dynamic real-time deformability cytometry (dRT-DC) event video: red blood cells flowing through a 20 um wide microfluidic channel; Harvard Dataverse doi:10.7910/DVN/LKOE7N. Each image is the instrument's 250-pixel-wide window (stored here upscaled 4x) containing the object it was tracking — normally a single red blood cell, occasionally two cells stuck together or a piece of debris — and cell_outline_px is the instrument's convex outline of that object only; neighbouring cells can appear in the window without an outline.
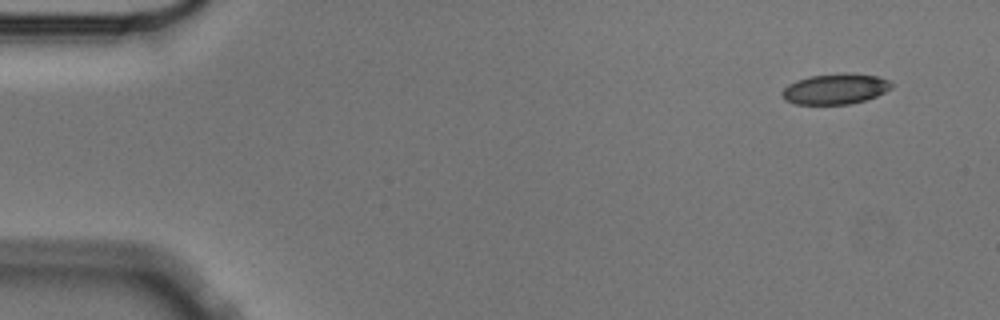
{"species": "Egyptian fruit bat (a non-hibernating species)", "species_latin": "Rousettus aegyptiacus", "temperature_condition": "cold", "stored_images_in_passage": 7, "camera_frame_rate_fps": 3000, "um_per_image_px": 0.085, "animal": {"sex": "male"}, "frame": {"image": 1, "passage_image": 1, "time_ms": 0.0, "image_size_px": [1000, 320], "cell_outline_px": [[892, 88], [876, 96], [852, 104], [796, 104], [784, 100], [780, 92], [788, 84], [796, 80], [808, 76], [844, 72], [852, 72], [876, 76], [888, 80], [892, 84]], "centroid_in_image_um": [70.97, 7.54], "position_along_channel_um": 14.0, "area_um2": 19.71}}
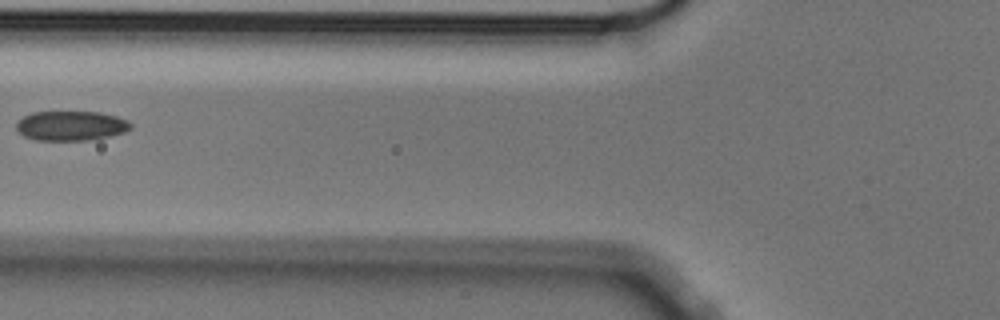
{"frame": {"image": 2, "passage_image": 6, "time_ms": 1.667, "image_size_px": [1000, 320], "cell_outline_px": [[132, 128], [124, 132], [108, 136], [88, 140], [36, 140], [24, 136], [16, 128], [16, 120], [32, 112], [100, 112], [116, 116], [128, 120], [132, 124]], "centroid_in_image_um": [6.03, 10.68], "position_along_channel_um": 119.8, "area_um2": 19.77}}
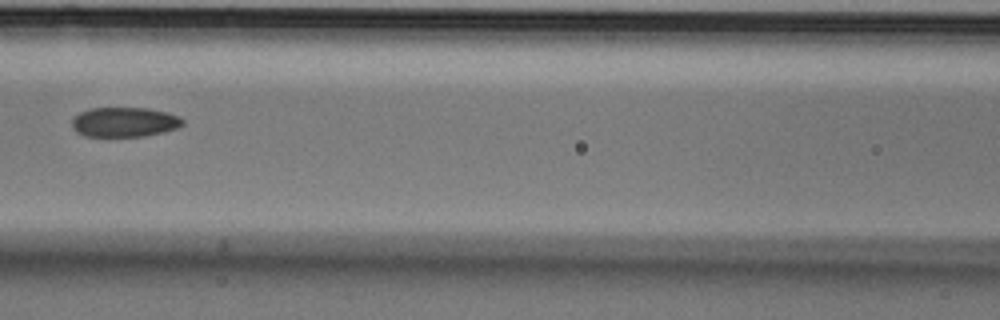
{"frame": {"image": 3, "passage_image": 7, "time_ms": 2.0, "image_size_px": [1000, 320], "cell_outline_px": [[184, 124], [176, 128], [164, 132], [144, 136], [84, 136], [76, 132], [72, 128], [72, 116], [80, 112], [92, 108], [148, 108], [168, 112], [180, 116], [184, 120]], "centroid_in_image_um": [10.57, 10.37], "position_along_channel_um": 156.0, "area_um2": 19.36}}